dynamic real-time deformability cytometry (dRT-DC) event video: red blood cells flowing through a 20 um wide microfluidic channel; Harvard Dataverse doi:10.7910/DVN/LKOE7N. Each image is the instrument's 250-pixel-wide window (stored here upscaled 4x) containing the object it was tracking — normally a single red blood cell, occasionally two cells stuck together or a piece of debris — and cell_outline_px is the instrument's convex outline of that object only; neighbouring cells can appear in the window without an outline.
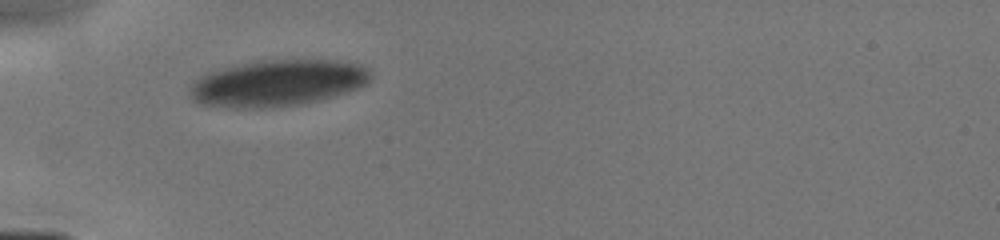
{"species": "human", "species_latin": "Homo sapiens", "temperature_condition": "cold", "stored_images_in_passage": 24, "camera_frame_rate_fps": 3000, "um_per_image_px": 0.085, "donor": {"sex": "male"}, "frame": {"image": 1, "passage_image": 1, "time_ms": 0.0, "image_size_px": [1000, 240], "cell_outline_px": [[372, 76], [364, 84], [356, 88], [344, 92], [316, 100], [300, 104], [272, 108], [232, 108], [200, 104], [192, 100], [188, 96], [192, 84], [204, 72], [256, 60], [332, 60], [360, 64], [368, 68]], "centroid_in_image_um": [23.51, 7.06], "position_along_channel_um": 61.5, "area_um2": 48.96}}
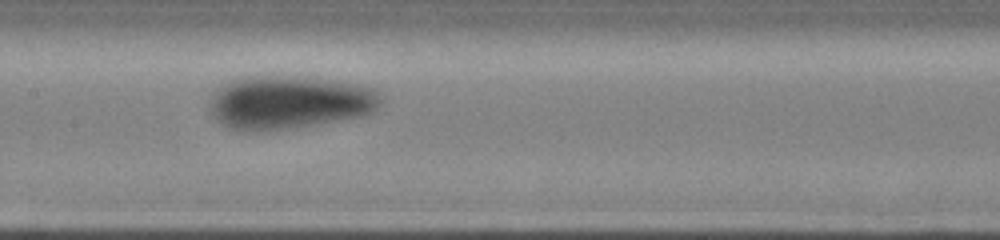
{"frame": {"image": 2, "passage_image": 12, "time_ms": 3.0, "image_size_px": [1000, 240], "cell_outline_px": [[380, 104], [372, 112], [364, 116], [316, 124], [288, 128], [228, 128], [216, 120], [212, 112], [212, 96], [216, 88], [232, 80], [248, 76], [304, 76], [356, 84], [376, 88], [380, 96]], "centroid_in_image_um": [24.64, 8.65], "position_along_channel_um": 182.8, "area_um2": 52.25}}
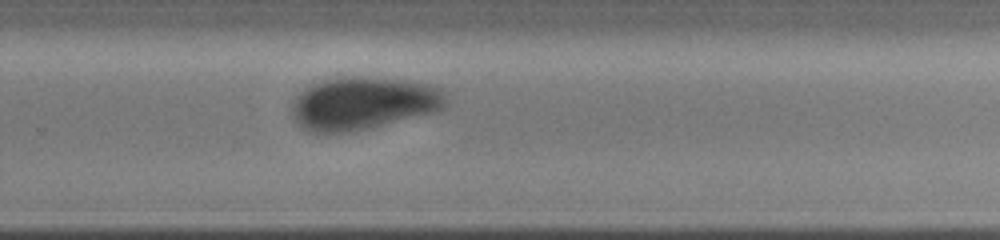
{"frame": {"image": 3, "passage_image": 21, "time_ms": 5.667, "image_size_px": [1000, 240], "cell_outline_px": [[448, 104], [444, 108], [436, 112], [352, 132], [308, 132], [300, 128], [292, 116], [292, 100], [308, 84], [324, 80], [348, 76], [376, 76], [432, 84], [448, 92]], "centroid_in_image_um": [30.9, 8.76], "position_along_channel_um": 298.9, "area_um2": 48.44}}